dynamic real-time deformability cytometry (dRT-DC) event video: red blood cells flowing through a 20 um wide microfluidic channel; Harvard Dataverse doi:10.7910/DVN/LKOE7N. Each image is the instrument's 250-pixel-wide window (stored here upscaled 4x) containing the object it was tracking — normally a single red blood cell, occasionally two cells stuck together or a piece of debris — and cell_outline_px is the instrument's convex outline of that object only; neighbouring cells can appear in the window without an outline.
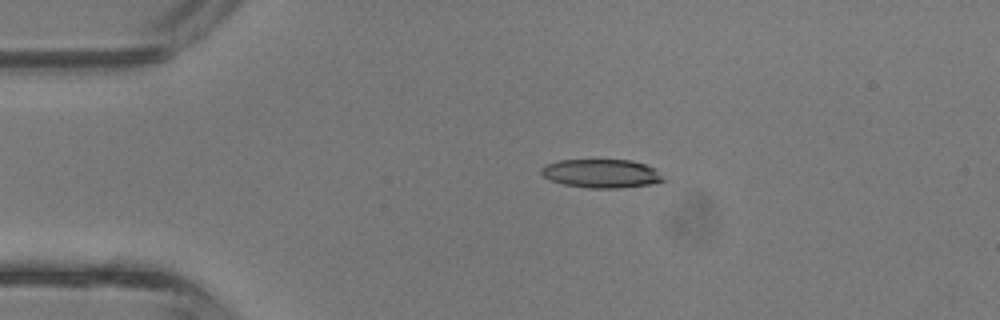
{"species": "common noctule bat (a hibernating species)", "species_latin": "Nyctalus noctula", "temperature_condition": "room temperature", "stored_images_in_passage": 29, "camera_frame_rate_fps": 3000, "um_per_image_px": 0.085, "animal": {"sex": "male", "body_mass_g": 13.3}, "frame": {"image": 1, "passage_image": 1, "time_ms": 0.0, "image_size_px": [1000, 320], "cell_outline_px": [[668, 180], [652, 184], [620, 188], [588, 188], [564, 184], [552, 180], [544, 176], [540, 172], [540, 168], [544, 164], [560, 160], [632, 160], [644, 164], [652, 168]], "centroid_in_image_um": [51.11, 14.75], "position_along_channel_um": 33.9, "area_um2": 20.35}}
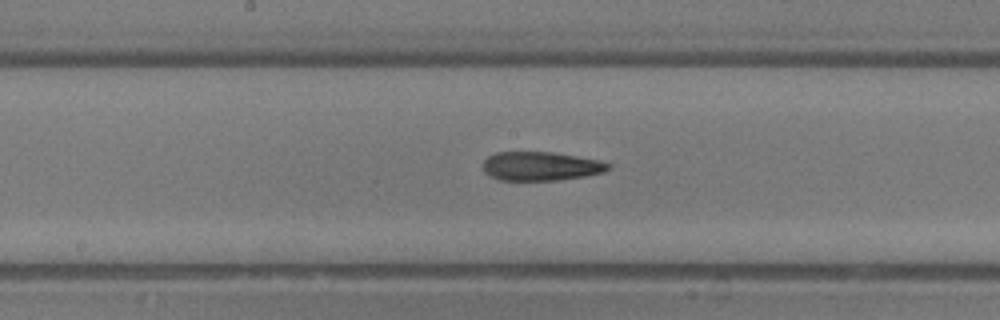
{"frame": {"image": 2, "passage_image": 14, "time_ms": 4.333, "image_size_px": [1000, 320], "cell_outline_px": [[612, 168], [604, 172], [584, 176], [556, 180], [500, 180], [484, 172], [484, 160], [488, 156], [496, 152], [552, 152], [600, 160], [612, 164]], "centroid_in_image_um": [46.0, 14.12], "position_along_channel_um": 202.2, "area_um2": 21.04}}
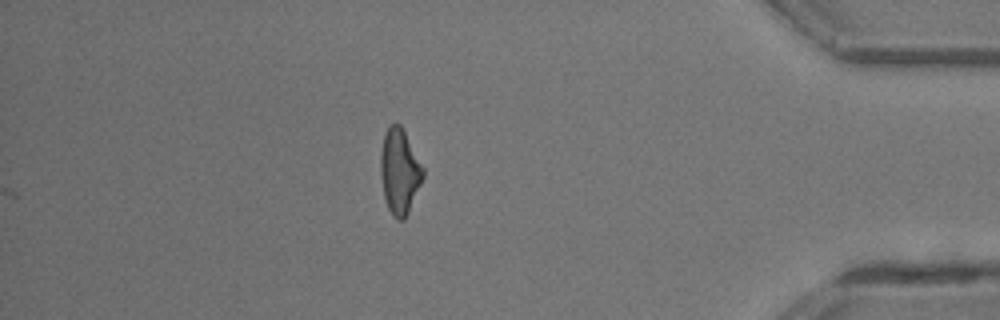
{"frame": {"image": 3, "passage_image": 29, "time_ms": 9.333, "image_size_px": [1000, 320], "cell_outline_px": [[424, 176], [408, 212], [404, 220], [396, 220], [392, 216], [388, 208], [384, 196], [380, 176], [380, 156], [384, 132], [388, 124], [396, 120], [400, 124], [424, 168]], "centroid_in_image_um": [33.94, 14.53], "position_along_channel_um": 401.3, "area_um2": 21.27}, "authors_computed_cell_mechanics": {"area_um2": 21.1548, "velocity_mm_per_s": 4.8583, "shape_relaxation_time_tau1_ms": 6.6685, "shape_relaxation_time_tau2_ms": 2.9614, "deformation_change_tau1": 0.2426, "deformation_change_tau2": 0.1507}}